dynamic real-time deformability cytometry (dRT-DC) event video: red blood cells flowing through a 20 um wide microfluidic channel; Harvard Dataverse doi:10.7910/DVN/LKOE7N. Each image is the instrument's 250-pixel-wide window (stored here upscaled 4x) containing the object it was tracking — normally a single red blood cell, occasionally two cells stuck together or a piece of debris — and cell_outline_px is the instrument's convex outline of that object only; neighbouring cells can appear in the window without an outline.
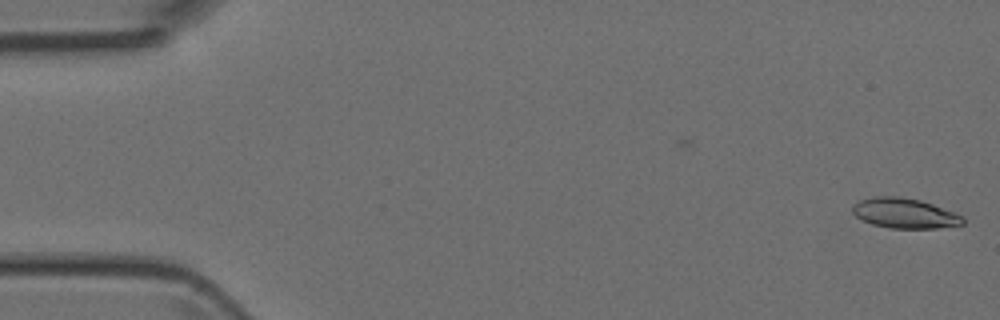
{"species": "Egyptian fruit bat (a non-hibernating species)", "species_latin": "Rousettus aegyptiacus", "temperature_condition": "room temperature", "stored_images_in_passage": 5, "camera_frame_rate_fps": 3000, "um_per_image_px": 0.085, "animal": {"sex": "female"}, "frame": {"image": 1, "passage_image": 5, "time_ms": 1.333, "image_size_px": [1000, 320], "cell_outline_px": [[964, 224], [936, 228], [892, 228], [872, 224], [856, 216], [852, 212], [852, 204], [860, 200], [872, 196], [900, 196], [920, 200], [932, 204], [964, 216]], "centroid_in_image_um": [76.88, 18.11], "position_along_channel_um": 8.1, "area_um2": 19.31}}